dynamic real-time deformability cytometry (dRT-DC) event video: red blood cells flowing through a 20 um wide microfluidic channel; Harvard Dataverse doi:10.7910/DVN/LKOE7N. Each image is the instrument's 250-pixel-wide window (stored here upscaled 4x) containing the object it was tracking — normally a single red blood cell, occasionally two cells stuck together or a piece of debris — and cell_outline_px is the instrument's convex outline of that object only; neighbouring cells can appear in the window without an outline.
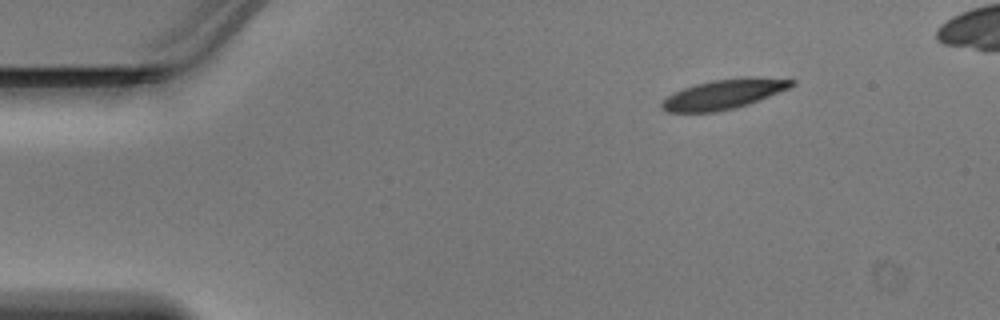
{"species": "Egyptian fruit bat (a non-hibernating species)", "species_latin": "Rousettus aegyptiacus", "temperature_condition": "warm", "stored_images_in_passage": 41, "camera_frame_rate_fps": 3000, "um_per_image_px": 0.085, "animal": {"sex": "male"}, "frame": {"image": 1, "passage_image": 1, "time_ms": 0.0, "image_size_px": [1000, 320], "cell_outline_px": [[796, 84], [788, 88], [748, 104], [736, 108], [716, 112], [668, 112], [660, 108], [660, 104], [668, 96], [684, 88], [696, 84], [712, 80], [744, 76], [748, 76], [796, 80]], "centroid_in_image_um": [61.52, 8.0], "position_along_channel_um": 23.5, "area_um2": 22.37}}
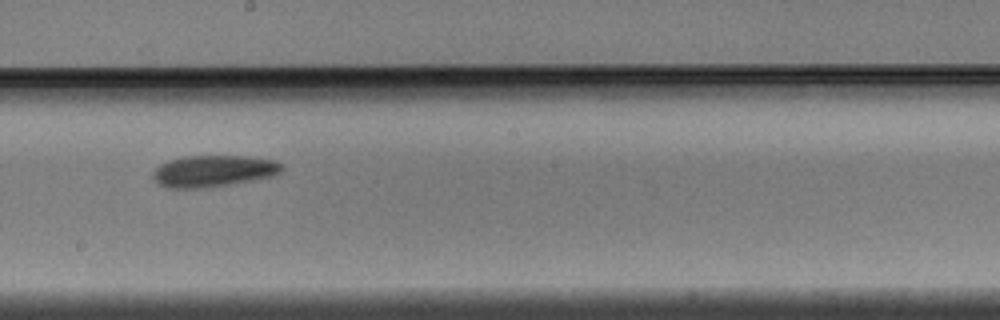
{"frame": {"image": 2, "passage_image": 21, "time_ms": 6.667, "image_size_px": [1000, 320], "cell_outline_px": [[284, 168], [280, 172], [272, 176], [232, 184], [204, 188], [168, 188], [152, 180], [152, 172], [160, 164], [168, 160], [184, 156], [248, 156], [272, 160], [284, 164]], "centroid_in_image_um": [18.12, 14.54], "position_along_channel_um": 230.1, "area_um2": 23.87}}
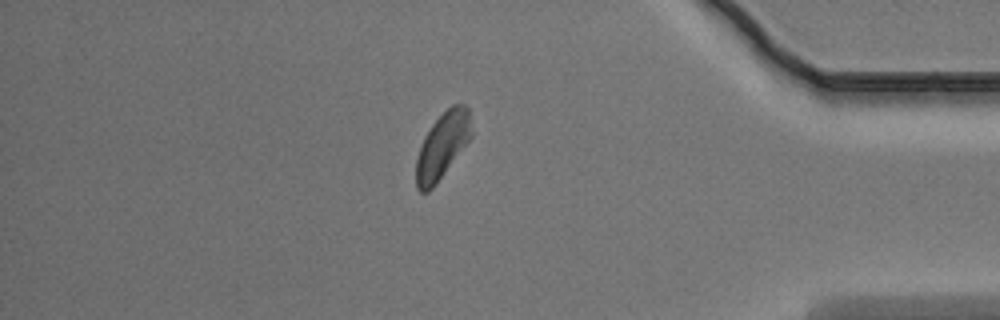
{"frame": {"image": 3, "passage_image": 35, "time_ms": 11.333, "image_size_px": [1000, 320], "cell_outline_px": [[472, 136], [436, 184], [428, 192], [420, 192], [416, 188], [416, 160], [420, 144], [424, 136], [432, 124], [452, 104], [464, 104], [468, 108], [472, 132]], "centroid_in_image_um": [37.58, 12.39], "position_along_channel_um": 397.6, "area_um2": 21.1}}